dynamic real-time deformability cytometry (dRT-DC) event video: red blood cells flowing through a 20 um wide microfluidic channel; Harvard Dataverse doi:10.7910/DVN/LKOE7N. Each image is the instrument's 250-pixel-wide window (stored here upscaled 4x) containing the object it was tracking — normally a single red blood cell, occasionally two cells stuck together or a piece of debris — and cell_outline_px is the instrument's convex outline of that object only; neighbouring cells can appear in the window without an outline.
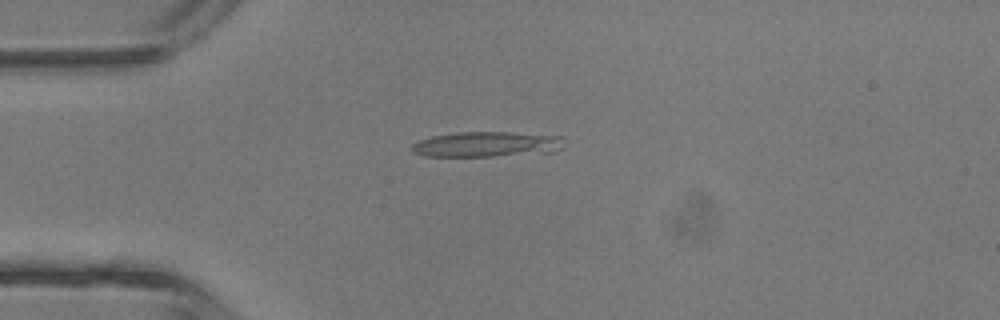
{"species": "common noctule bat (a hibernating species)", "species_latin": "Nyctalus noctula", "temperature_condition": "room temperature", "stored_images_in_passage": 2, "camera_frame_rate_fps": 3000, "um_per_image_px": 0.085, "animal": {"sex": "male", "body_mass_g": 13.3}, "frame": {"image": 1, "passage_image": 1, "time_ms": 0.0, "image_size_px": [1000, 320], "cell_outline_px": [[572, 140], [564, 148], [552, 152], [492, 156], [424, 156], [412, 152], [412, 144], [420, 140], [432, 136], [456, 132], [508, 132], [564, 136]], "centroid_in_image_um": [41.52, 12.26], "position_along_channel_um": 43.5, "area_um2": 22.89}}